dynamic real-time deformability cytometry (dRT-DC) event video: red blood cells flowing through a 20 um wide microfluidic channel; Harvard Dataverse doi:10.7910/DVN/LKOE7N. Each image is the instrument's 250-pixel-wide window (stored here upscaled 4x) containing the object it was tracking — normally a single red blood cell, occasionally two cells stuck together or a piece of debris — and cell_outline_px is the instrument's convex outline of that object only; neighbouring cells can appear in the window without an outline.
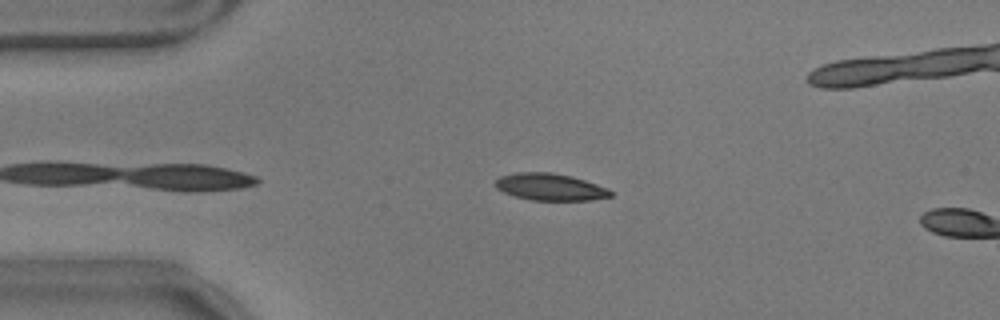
{"species": "common noctule bat (a hibernating species)", "species_latin": "Nyctalus noctula", "temperature_condition": "warm", "stored_images_in_passage": 6, "camera_frame_rate_fps": 3000, "um_per_image_px": 0.085, "animal": {"sex": "male", "body_mass_g": 17.9}, "frame": {"image": 1, "passage_image": 4, "time_ms": 1.0, "image_size_px": [1000, 320], "cell_outline_px": [[612, 196], [592, 200], [532, 200], [516, 196], [504, 192], [496, 188], [492, 184], [500, 176], [516, 172], [548, 172], [572, 176], [608, 188], [612, 192]], "centroid_in_image_um": [46.74, 15.89], "position_along_channel_um": 38.3, "area_um2": 18.09}}